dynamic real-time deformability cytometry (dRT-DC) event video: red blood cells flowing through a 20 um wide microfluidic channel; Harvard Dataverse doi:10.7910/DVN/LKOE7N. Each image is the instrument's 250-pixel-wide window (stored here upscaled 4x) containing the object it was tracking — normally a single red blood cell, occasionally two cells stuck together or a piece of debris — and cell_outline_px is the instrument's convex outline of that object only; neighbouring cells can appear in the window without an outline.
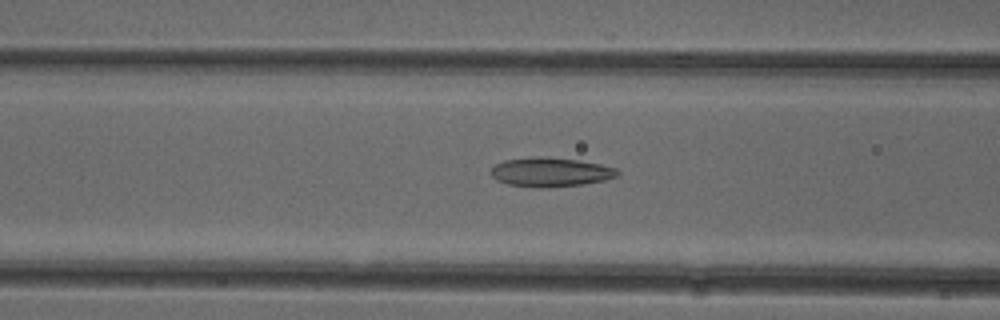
{"species": "common noctule bat (a hibernating species)", "species_latin": "Nyctalus noctula", "temperature_condition": "cold", "stored_images_in_passage": 43, "camera_frame_rate_fps": 3000, "um_per_image_px": 0.085, "animal": {"sex": "female"}, "frame": {"image": 1, "passage_image": 12, "time_ms": 3.667, "image_size_px": [1000, 320], "cell_outline_px": [[620, 172], [616, 176], [604, 180], [584, 184], [544, 188], [540, 188], [508, 184], [496, 180], [488, 172], [496, 164], [504, 160], [532, 156], [548, 156], [580, 160], [600, 164], [616, 168]], "centroid_in_image_um": [46.77, 14.61], "position_along_channel_um": 119.8, "area_um2": 21.79}}
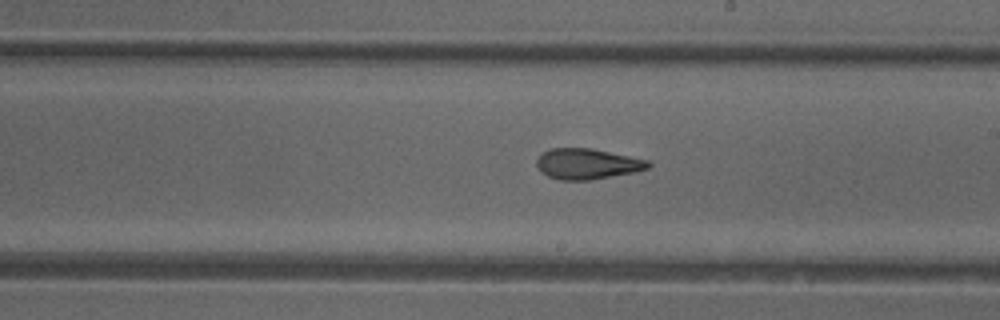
{"frame": {"image": 2, "passage_image": 21, "time_ms": 6.667, "image_size_px": [1000, 320], "cell_outline_px": [[652, 164], [648, 168], [636, 172], [592, 180], [560, 180], [548, 176], [540, 172], [536, 164], [536, 160], [544, 152], [552, 148], [592, 148], [648, 160]], "centroid_in_image_um": [49.93, 13.94], "position_along_channel_um": 239.1, "area_um2": 20.0}}
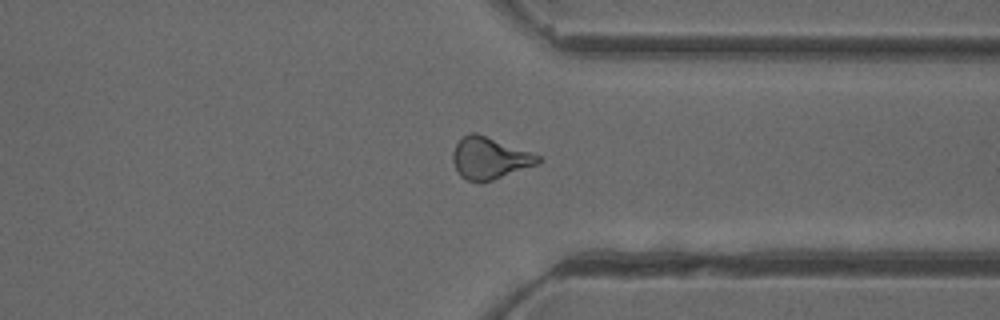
{"frame": {"image": 3, "passage_image": 31, "time_ms": 10.0, "image_size_px": [1000, 320], "cell_outline_px": [[544, 160], [540, 164], [480, 184], [468, 180], [460, 176], [452, 160], [452, 152], [456, 144], [468, 132], [476, 132], [532, 152], [540, 156]], "centroid_in_image_um": [41.64, 13.45], "position_along_channel_um": 369.8, "area_um2": 21.1}, "authors_computed_cell_mechanics": {"area_um2": 20.6346, "velocity_mm_per_s": 3.9759, "shape_relaxation_time_tau1_ms": null, "shape_relaxation_time_tau2_ms": 2.6563, "deformation_change_tau1": null, "deformation_change_tau2": 0.1044}}